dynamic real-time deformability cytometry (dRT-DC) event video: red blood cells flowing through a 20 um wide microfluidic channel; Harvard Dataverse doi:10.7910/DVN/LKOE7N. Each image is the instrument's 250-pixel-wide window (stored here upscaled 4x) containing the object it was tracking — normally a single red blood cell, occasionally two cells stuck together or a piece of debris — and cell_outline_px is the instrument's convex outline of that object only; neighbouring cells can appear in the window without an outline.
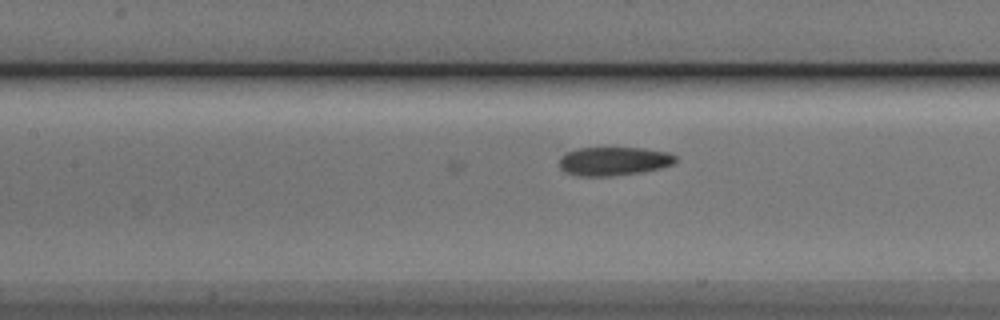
{"species": "Egyptian fruit bat (a non-hibernating species)", "species_latin": "Rousettus aegyptiacus", "temperature_condition": "cold", "stored_images_in_passage": 17, "camera_frame_rate_fps": 3000, "um_per_image_px": 0.085, "animal": {"sex": "male"}, "frame": {"image": 1, "passage_image": 17, "time_ms": 5.333, "image_size_px": [1000, 320], "cell_outline_px": [[676, 160], [672, 164], [660, 168], [644, 172], [608, 176], [580, 176], [564, 172], [560, 168], [560, 156], [564, 152], [580, 148], [644, 148], [668, 152], [676, 156]], "centroid_in_image_um": [52.15, 13.7], "position_along_channel_um": 155.3, "area_um2": 19.48}}